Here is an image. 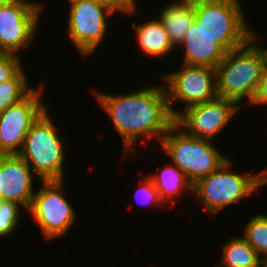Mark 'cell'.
I'll use <instances>...</instances> for the list:
<instances>
[{
	"mask_svg": "<svg viewBox=\"0 0 267 267\" xmlns=\"http://www.w3.org/2000/svg\"><path fill=\"white\" fill-rule=\"evenodd\" d=\"M145 84L139 91L125 95L93 91L96 100L108 114L122 139L123 158L133 152L137 140H141L143 136L146 139L154 137L160 143L175 123V118L169 110L164 84L147 86L148 81Z\"/></svg>",
	"mask_w": 267,
	"mask_h": 267,
	"instance_id": "cell-1",
	"label": "cell"
},
{
	"mask_svg": "<svg viewBox=\"0 0 267 267\" xmlns=\"http://www.w3.org/2000/svg\"><path fill=\"white\" fill-rule=\"evenodd\" d=\"M256 36L244 46L228 51L215 69L217 96L232 100L239 107L244 98L250 105L267 63V46L261 47Z\"/></svg>",
	"mask_w": 267,
	"mask_h": 267,
	"instance_id": "cell-2",
	"label": "cell"
},
{
	"mask_svg": "<svg viewBox=\"0 0 267 267\" xmlns=\"http://www.w3.org/2000/svg\"><path fill=\"white\" fill-rule=\"evenodd\" d=\"M230 158L216 171L199 179L193 184V195H196L208 215L230 207L244 197L267 185L265 169L259 173H239L230 170Z\"/></svg>",
	"mask_w": 267,
	"mask_h": 267,
	"instance_id": "cell-3",
	"label": "cell"
},
{
	"mask_svg": "<svg viewBox=\"0 0 267 267\" xmlns=\"http://www.w3.org/2000/svg\"><path fill=\"white\" fill-rule=\"evenodd\" d=\"M212 140L187 134L174 123L159 144L163 152L195 184L218 170L229 158L214 147Z\"/></svg>",
	"mask_w": 267,
	"mask_h": 267,
	"instance_id": "cell-4",
	"label": "cell"
},
{
	"mask_svg": "<svg viewBox=\"0 0 267 267\" xmlns=\"http://www.w3.org/2000/svg\"><path fill=\"white\" fill-rule=\"evenodd\" d=\"M49 114L47 109L32 125L18 155L40 180H64L66 142Z\"/></svg>",
	"mask_w": 267,
	"mask_h": 267,
	"instance_id": "cell-5",
	"label": "cell"
},
{
	"mask_svg": "<svg viewBox=\"0 0 267 267\" xmlns=\"http://www.w3.org/2000/svg\"><path fill=\"white\" fill-rule=\"evenodd\" d=\"M240 0H194L195 21L228 52L244 46L255 32L247 25Z\"/></svg>",
	"mask_w": 267,
	"mask_h": 267,
	"instance_id": "cell-6",
	"label": "cell"
},
{
	"mask_svg": "<svg viewBox=\"0 0 267 267\" xmlns=\"http://www.w3.org/2000/svg\"><path fill=\"white\" fill-rule=\"evenodd\" d=\"M64 180H41L27 212L41 229L44 239L66 235L74 226L75 210L64 195Z\"/></svg>",
	"mask_w": 267,
	"mask_h": 267,
	"instance_id": "cell-7",
	"label": "cell"
},
{
	"mask_svg": "<svg viewBox=\"0 0 267 267\" xmlns=\"http://www.w3.org/2000/svg\"><path fill=\"white\" fill-rule=\"evenodd\" d=\"M181 69L162 74L168 106L174 118L179 115L173 101H180L186 108L217 98L215 69L208 66L182 64Z\"/></svg>",
	"mask_w": 267,
	"mask_h": 267,
	"instance_id": "cell-8",
	"label": "cell"
},
{
	"mask_svg": "<svg viewBox=\"0 0 267 267\" xmlns=\"http://www.w3.org/2000/svg\"><path fill=\"white\" fill-rule=\"evenodd\" d=\"M43 7L44 4L30 0L0 1V52L18 55L31 44Z\"/></svg>",
	"mask_w": 267,
	"mask_h": 267,
	"instance_id": "cell-9",
	"label": "cell"
},
{
	"mask_svg": "<svg viewBox=\"0 0 267 267\" xmlns=\"http://www.w3.org/2000/svg\"><path fill=\"white\" fill-rule=\"evenodd\" d=\"M44 84L41 81L21 102L0 111V155L18 154L28 131L48 109L42 98Z\"/></svg>",
	"mask_w": 267,
	"mask_h": 267,
	"instance_id": "cell-10",
	"label": "cell"
},
{
	"mask_svg": "<svg viewBox=\"0 0 267 267\" xmlns=\"http://www.w3.org/2000/svg\"><path fill=\"white\" fill-rule=\"evenodd\" d=\"M112 12L93 0H81L70 6L67 36L80 55L91 56L108 31L107 18Z\"/></svg>",
	"mask_w": 267,
	"mask_h": 267,
	"instance_id": "cell-11",
	"label": "cell"
},
{
	"mask_svg": "<svg viewBox=\"0 0 267 267\" xmlns=\"http://www.w3.org/2000/svg\"><path fill=\"white\" fill-rule=\"evenodd\" d=\"M243 107L232 100L217 97L179 111L175 123L191 136L213 140Z\"/></svg>",
	"mask_w": 267,
	"mask_h": 267,
	"instance_id": "cell-12",
	"label": "cell"
},
{
	"mask_svg": "<svg viewBox=\"0 0 267 267\" xmlns=\"http://www.w3.org/2000/svg\"><path fill=\"white\" fill-rule=\"evenodd\" d=\"M35 175L18 154L0 155V199L14 201L28 210L36 193Z\"/></svg>",
	"mask_w": 267,
	"mask_h": 267,
	"instance_id": "cell-13",
	"label": "cell"
},
{
	"mask_svg": "<svg viewBox=\"0 0 267 267\" xmlns=\"http://www.w3.org/2000/svg\"><path fill=\"white\" fill-rule=\"evenodd\" d=\"M184 50L183 64L208 66L216 69L227 51L218 43V39L205 31L194 21L179 44Z\"/></svg>",
	"mask_w": 267,
	"mask_h": 267,
	"instance_id": "cell-14",
	"label": "cell"
},
{
	"mask_svg": "<svg viewBox=\"0 0 267 267\" xmlns=\"http://www.w3.org/2000/svg\"><path fill=\"white\" fill-rule=\"evenodd\" d=\"M159 12L158 19L167 31L171 43L175 48L180 47L179 44L195 21L194 0L170 2Z\"/></svg>",
	"mask_w": 267,
	"mask_h": 267,
	"instance_id": "cell-15",
	"label": "cell"
},
{
	"mask_svg": "<svg viewBox=\"0 0 267 267\" xmlns=\"http://www.w3.org/2000/svg\"><path fill=\"white\" fill-rule=\"evenodd\" d=\"M143 22L139 25H136L135 22L131 23L133 27L135 26L133 29L136 33V42L141 52L151 57H161L168 53L171 54L172 49L175 47L171 43L168 33L158 17L157 19Z\"/></svg>",
	"mask_w": 267,
	"mask_h": 267,
	"instance_id": "cell-16",
	"label": "cell"
},
{
	"mask_svg": "<svg viewBox=\"0 0 267 267\" xmlns=\"http://www.w3.org/2000/svg\"><path fill=\"white\" fill-rule=\"evenodd\" d=\"M148 177L153 181L160 198L165 203L171 205L176 203L174 197L182 194V191L193 192V184L188 180L186 175L174 164H167L159 173H151Z\"/></svg>",
	"mask_w": 267,
	"mask_h": 267,
	"instance_id": "cell-17",
	"label": "cell"
},
{
	"mask_svg": "<svg viewBox=\"0 0 267 267\" xmlns=\"http://www.w3.org/2000/svg\"><path fill=\"white\" fill-rule=\"evenodd\" d=\"M221 250V261L214 267H261L262 257L240 235L231 237Z\"/></svg>",
	"mask_w": 267,
	"mask_h": 267,
	"instance_id": "cell-18",
	"label": "cell"
},
{
	"mask_svg": "<svg viewBox=\"0 0 267 267\" xmlns=\"http://www.w3.org/2000/svg\"><path fill=\"white\" fill-rule=\"evenodd\" d=\"M24 71L22 68L11 80L0 83V111L21 102L34 90Z\"/></svg>",
	"mask_w": 267,
	"mask_h": 267,
	"instance_id": "cell-19",
	"label": "cell"
},
{
	"mask_svg": "<svg viewBox=\"0 0 267 267\" xmlns=\"http://www.w3.org/2000/svg\"><path fill=\"white\" fill-rule=\"evenodd\" d=\"M243 238L262 258L267 256V214H256L244 226Z\"/></svg>",
	"mask_w": 267,
	"mask_h": 267,
	"instance_id": "cell-20",
	"label": "cell"
},
{
	"mask_svg": "<svg viewBox=\"0 0 267 267\" xmlns=\"http://www.w3.org/2000/svg\"><path fill=\"white\" fill-rule=\"evenodd\" d=\"M20 204L10 201L2 200L0 205V237H7L12 233H15L20 221Z\"/></svg>",
	"mask_w": 267,
	"mask_h": 267,
	"instance_id": "cell-21",
	"label": "cell"
},
{
	"mask_svg": "<svg viewBox=\"0 0 267 267\" xmlns=\"http://www.w3.org/2000/svg\"><path fill=\"white\" fill-rule=\"evenodd\" d=\"M139 187L136 190L135 199L139 204L142 205H152L153 206H164V202L159 196V193L153 183V181L146 175V178H143L139 181Z\"/></svg>",
	"mask_w": 267,
	"mask_h": 267,
	"instance_id": "cell-22",
	"label": "cell"
},
{
	"mask_svg": "<svg viewBox=\"0 0 267 267\" xmlns=\"http://www.w3.org/2000/svg\"><path fill=\"white\" fill-rule=\"evenodd\" d=\"M20 54L0 52V83L11 80L21 69Z\"/></svg>",
	"mask_w": 267,
	"mask_h": 267,
	"instance_id": "cell-23",
	"label": "cell"
},
{
	"mask_svg": "<svg viewBox=\"0 0 267 267\" xmlns=\"http://www.w3.org/2000/svg\"><path fill=\"white\" fill-rule=\"evenodd\" d=\"M93 1L105 5L114 13L121 12L125 16L126 14L132 16L133 14H135V12H137L136 5L138 3H136V1L134 0H93Z\"/></svg>",
	"mask_w": 267,
	"mask_h": 267,
	"instance_id": "cell-24",
	"label": "cell"
},
{
	"mask_svg": "<svg viewBox=\"0 0 267 267\" xmlns=\"http://www.w3.org/2000/svg\"><path fill=\"white\" fill-rule=\"evenodd\" d=\"M251 105H266L267 106V63L263 68L261 78L256 90V93L250 103Z\"/></svg>",
	"mask_w": 267,
	"mask_h": 267,
	"instance_id": "cell-25",
	"label": "cell"
},
{
	"mask_svg": "<svg viewBox=\"0 0 267 267\" xmlns=\"http://www.w3.org/2000/svg\"><path fill=\"white\" fill-rule=\"evenodd\" d=\"M261 267H267V256L261 259Z\"/></svg>",
	"mask_w": 267,
	"mask_h": 267,
	"instance_id": "cell-26",
	"label": "cell"
},
{
	"mask_svg": "<svg viewBox=\"0 0 267 267\" xmlns=\"http://www.w3.org/2000/svg\"><path fill=\"white\" fill-rule=\"evenodd\" d=\"M81 0H68V3H69V7L75 3H78L80 2Z\"/></svg>",
	"mask_w": 267,
	"mask_h": 267,
	"instance_id": "cell-27",
	"label": "cell"
},
{
	"mask_svg": "<svg viewBox=\"0 0 267 267\" xmlns=\"http://www.w3.org/2000/svg\"><path fill=\"white\" fill-rule=\"evenodd\" d=\"M265 173H266V181H267V169H265Z\"/></svg>",
	"mask_w": 267,
	"mask_h": 267,
	"instance_id": "cell-28",
	"label": "cell"
}]
</instances>
